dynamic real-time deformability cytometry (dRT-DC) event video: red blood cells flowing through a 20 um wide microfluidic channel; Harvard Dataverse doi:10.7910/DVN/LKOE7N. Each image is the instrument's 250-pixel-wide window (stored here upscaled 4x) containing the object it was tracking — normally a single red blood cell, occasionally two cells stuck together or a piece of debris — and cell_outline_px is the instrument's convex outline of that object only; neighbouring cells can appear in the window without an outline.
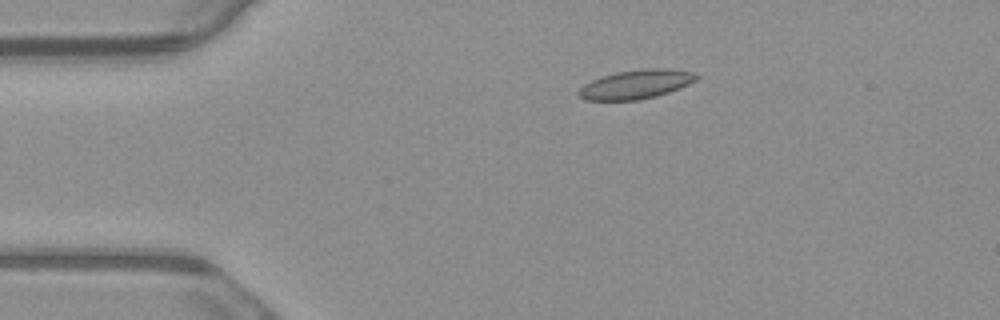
{"species": "common noctule bat (a hibernating species)", "species_latin": "Nyctalus noctula", "temperature_condition": "warm", "stored_images_in_passage": 5, "camera_frame_rate_fps": 3000, "um_per_image_px": 0.085, "animal": {"sex": "male", "body_mass_g": 23.1, "forearm_length_mm": 52.7}, "frame": {"image": 1, "passage_image": 3, "time_ms": 0.667, "image_size_px": [1000, 320], "cell_outline_px": [[700, 76], [696, 80], [680, 88], [656, 96], [640, 100], [584, 100], [576, 92], [584, 84], [592, 80], [616, 72], [644, 68], [672, 68], [696, 72]], "centroid_in_image_um": [54.1, 7.15], "position_along_channel_um": 30.9, "area_um2": 20.06}}